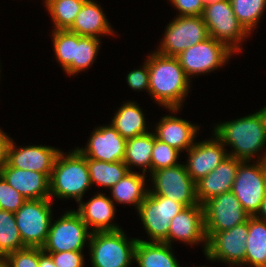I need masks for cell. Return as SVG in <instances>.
Listing matches in <instances>:
<instances>
[{
  "mask_svg": "<svg viewBox=\"0 0 266 267\" xmlns=\"http://www.w3.org/2000/svg\"><path fill=\"white\" fill-rule=\"evenodd\" d=\"M149 95L171 113L181 110L190 90V79L177 57L154 51L148 56Z\"/></svg>",
  "mask_w": 266,
  "mask_h": 267,
  "instance_id": "cell-1",
  "label": "cell"
},
{
  "mask_svg": "<svg viewBox=\"0 0 266 267\" xmlns=\"http://www.w3.org/2000/svg\"><path fill=\"white\" fill-rule=\"evenodd\" d=\"M215 135L226 147L233 148L228 156L241 161H250L266 143V106L254 114L214 126Z\"/></svg>",
  "mask_w": 266,
  "mask_h": 267,
  "instance_id": "cell-2",
  "label": "cell"
},
{
  "mask_svg": "<svg viewBox=\"0 0 266 267\" xmlns=\"http://www.w3.org/2000/svg\"><path fill=\"white\" fill-rule=\"evenodd\" d=\"M50 199H75L82 201L85 192L91 188L87 158L74 149L68 154L60 151L49 179Z\"/></svg>",
  "mask_w": 266,
  "mask_h": 267,
  "instance_id": "cell-3",
  "label": "cell"
},
{
  "mask_svg": "<svg viewBox=\"0 0 266 267\" xmlns=\"http://www.w3.org/2000/svg\"><path fill=\"white\" fill-rule=\"evenodd\" d=\"M137 238H129L123 229L92 232L89 251L92 267H130L135 262Z\"/></svg>",
  "mask_w": 266,
  "mask_h": 267,
  "instance_id": "cell-4",
  "label": "cell"
},
{
  "mask_svg": "<svg viewBox=\"0 0 266 267\" xmlns=\"http://www.w3.org/2000/svg\"><path fill=\"white\" fill-rule=\"evenodd\" d=\"M202 18L209 36L223 43L235 53L242 50L240 45L250 33L238 21L230 0L206 4Z\"/></svg>",
  "mask_w": 266,
  "mask_h": 267,
  "instance_id": "cell-5",
  "label": "cell"
},
{
  "mask_svg": "<svg viewBox=\"0 0 266 267\" xmlns=\"http://www.w3.org/2000/svg\"><path fill=\"white\" fill-rule=\"evenodd\" d=\"M256 164L242 161L236 172L232 192L243 209L251 216L257 215L266 197V153L258 156Z\"/></svg>",
  "mask_w": 266,
  "mask_h": 267,
  "instance_id": "cell-6",
  "label": "cell"
},
{
  "mask_svg": "<svg viewBox=\"0 0 266 267\" xmlns=\"http://www.w3.org/2000/svg\"><path fill=\"white\" fill-rule=\"evenodd\" d=\"M52 200L30 199L14 213L23 244L26 247H40L45 244L52 219Z\"/></svg>",
  "mask_w": 266,
  "mask_h": 267,
  "instance_id": "cell-7",
  "label": "cell"
},
{
  "mask_svg": "<svg viewBox=\"0 0 266 267\" xmlns=\"http://www.w3.org/2000/svg\"><path fill=\"white\" fill-rule=\"evenodd\" d=\"M65 212L54 223L51 222L45 244L41 248L43 251H84L85 244L89 243L92 232L80 214L76 210Z\"/></svg>",
  "mask_w": 266,
  "mask_h": 267,
  "instance_id": "cell-8",
  "label": "cell"
},
{
  "mask_svg": "<svg viewBox=\"0 0 266 267\" xmlns=\"http://www.w3.org/2000/svg\"><path fill=\"white\" fill-rule=\"evenodd\" d=\"M233 53L226 45L209 36L176 57L187 77L192 78V75H204L223 67Z\"/></svg>",
  "mask_w": 266,
  "mask_h": 267,
  "instance_id": "cell-9",
  "label": "cell"
},
{
  "mask_svg": "<svg viewBox=\"0 0 266 267\" xmlns=\"http://www.w3.org/2000/svg\"><path fill=\"white\" fill-rule=\"evenodd\" d=\"M152 176V189L149 193L170 198L184 207L199 204L196 183L189 176L184 164L163 168L149 174Z\"/></svg>",
  "mask_w": 266,
  "mask_h": 267,
  "instance_id": "cell-10",
  "label": "cell"
},
{
  "mask_svg": "<svg viewBox=\"0 0 266 267\" xmlns=\"http://www.w3.org/2000/svg\"><path fill=\"white\" fill-rule=\"evenodd\" d=\"M164 32L156 51L173 57L209 37L202 16H177L169 22Z\"/></svg>",
  "mask_w": 266,
  "mask_h": 267,
  "instance_id": "cell-11",
  "label": "cell"
},
{
  "mask_svg": "<svg viewBox=\"0 0 266 267\" xmlns=\"http://www.w3.org/2000/svg\"><path fill=\"white\" fill-rule=\"evenodd\" d=\"M183 208L181 203L148 192L137 213L151 242L167 239L171 220Z\"/></svg>",
  "mask_w": 266,
  "mask_h": 267,
  "instance_id": "cell-12",
  "label": "cell"
},
{
  "mask_svg": "<svg viewBox=\"0 0 266 267\" xmlns=\"http://www.w3.org/2000/svg\"><path fill=\"white\" fill-rule=\"evenodd\" d=\"M203 208L207 239L213 233L231 229L251 217L232 191L209 199L203 204Z\"/></svg>",
  "mask_w": 266,
  "mask_h": 267,
  "instance_id": "cell-13",
  "label": "cell"
},
{
  "mask_svg": "<svg viewBox=\"0 0 266 267\" xmlns=\"http://www.w3.org/2000/svg\"><path fill=\"white\" fill-rule=\"evenodd\" d=\"M248 221L231 229L213 233L207 239L205 256L209 261H220L231 266H244Z\"/></svg>",
  "mask_w": 266,
  "mask_h": 267,
  "instance_id": "cell-14",
  "label": "cell"
},
{
  "mask_svg": "<svg viewBox=\"0 0 266 267\" xmlns=\"http://www.w3.org/2000/svg\"><path fill=\"white\" fill-rule=\"evenodd\" d=\"M173 240L182 241L187 245L203 242L205 254L207 237L205 233L204 208L201 204L184 207L170 222L168 237L164 241L172 246Z\"/></svg>",
  "mask_w": 266,
  "mask_h": 267,
  "instance_id": "cell-15",
  "label": "cell"
},
{
  "mask_svg": "<svg viewBox=\"0 0 266 267\" xmlns=\"http://www.w3.org/2000/svg\"><path fill=\"white\" fill-rule=\"evenodd\" d=\"M126 139L114 127L103 125L95 128L85 148L77 149L86 157L105 162L124 161Z\"/></svg>",
  "mask_w": 266,
  "mask_h": 267,
  "instance_id": "cell-16",
  "label": "cell"
},
{
  "mask_svg": "<svg viewBox=\"0 0 266 267\" xmlns=\"http://www.w3.org/2000/svg\"><path fill=\"white\" fill-rule=\"evenodd\" d=\"M61 150L42 145L18 146L11 141L8 148V162L10 167L44 173L49 179L55 160Z\"/></svg>",
  "mask_w": 266,
  "mask_h": 267,
  "instance_id": "cell-17",
  "label": "cell"
},
{
  "mask_svg": "<svg viewBox=\"0 0 266 267\" xmlns=\"http://www.w3.org/2000/svg\"><path fill=\"white\" fill-rule=\"evenodd\" d=\"M187 151L188 163L184 165L195 183L207 176L228 157V151L226 152L223 143L215 135L212 139L194 143Z\"/></svg>",
  "mask_w": 266,
  "mask_h": 267,
  "instance_id": "cell-18",
  "label": "cell"
},
{
  "mask_svg": "<svg viewBox=\"0 0 266 267\" xmlns=\"http://www.w3.org/2000/svg\"><path fill=\"white\" fill-rule=\"evenodd\" d=\"M242 161L228 156L207 176L196 182V195L199 204L203 205L209 199L232 191L233 182L239 164Z\"/></svg>",
  "mask_w": 266,
  "mask_h": 267,
  "instance_id": "cell-19",
  "label": "cell"
},
{
  "mask_svg": "<svg viewBox=\"0 0 266 267\" xmlns=\"http://www.w3.org/2000/svg\"><path fill=\"white\" fill-rule=\"evenodd\" d=\"M76 210L82 220L90 228L91 232L118 231L122 228L115 223H111L115 218L114 202L103 193L97 192V195L90 198L89 201L78 203Z\"/></svg>",
  "mask_w": 266,
  "mask_h": 267,
  "instance_id": "cell-20",
  "label": "cell"
},
{
  "mask_svg": "<svg viewBox=\"0 0 266 267\" xmlns=\"http://www.w3.org/2000/svg\"><path fill=\"white\" fill-rule=\"evenodd\" d=\"M0 175L26 200L50 198L49 178L41 172L22 170L6 164Z\"/></svg>",
  "mask_w": 266,
  "mask_h": 267,
  "instance_id": "cell-21",
  "label": "cell"
},
{
  "mask_svg": "<svg viewBox=\"0 0 266 267\" xmlns=\"http://www.w3.org/2000/svg\"><path fill=\"white\" fill-rule=\"evenodd\" d=\"M155 130L156 139L182 152L194 145L199 126L171 114L163 116Z\"/></svg>",
  "mask_w": 266,
  "mask_h": 267,
  "instance_id": "cell-22",
  "label": "cell"
},
{
  "mask_svg": "<svg viewBox=\"0 0 266 267\" xmlns=\"http://www.w3.org/2000/svg\"><path fill=\"white\" fill-rule=\"evenodd\" d=\"M67 30L80 36L97 39L101 35H113L115 33L101 6L93 0L84 2L73 24Z\"/></svg>",
  "mask_w": 266,
  "mask_h": 267,
  "instance_id": "cell-23",
  "label": "cell"
},
{
  "mask_svg": "<svg viewBox=\"0 0 266 267\" xmlns=\"http://www.w3.org/2000/svg\"><path fill=\"white\" fill-rule=\"evenodd\" d=\"M171 245L138 239L135 247V263L139 267H181L172 253Z\"/></svg>",
  "mask_w": 266,
  "mask_h": 267,
  "instance_id": "cell-24",
  "label": "cell"
},
{
  "mask_svg": "<svg viewBox=\"0 0 266 267\" xmlns=\"http://www.w3.org/2000/svg\"><path fill=\"white\" fill-rule=\"evenodd\" d=\"M110 124L126 140L149 132L142 109L133 101L121 105Z\"/></svg>",
  "mask_w": 266,
  "mask_h": 267,
  "instance_id": "cell-25",
  "label": "cell"
},
{
  "mask_svg": "<svg viewBox=\"0 0 266 267\" xmlns=\"http://www.w3.org/2000/svg\"><path fill=\"white\" fill-rule=\"evenodd\" d=\"M145 174L129 171L117 184L110 188L112 201L120 204H132L139 209L149 189L145 188Z\"/></svg>",
  "mask_w": 266,
  "mask_h": 267,
  "instance_id": "cell-26",
  "label": "cell"
},
{
  "mask_svg": "<svg viewBox=\"0 0 266 267\" xmlns=\"http://www.w3.org/2000/svg\"><path fill=\"white\" fill-rule=\"evenodd\" d=\"M154 147V132L138 135L126 140L124 163L129 171L132 166L142 168V174L151 173V155Z\"/></svg>",
  "mask_w": 266,
  "mask_h": 267,
  "instance_id": "cell-27",
  "label": "cell"
},
{
  "mask_svg": "<svg viewBox=\"0 0 266 267\" xmlns=\"http://www.w3.org/2000/svg\"><path fill=\"white\" fill-rule=\"evenodd\" d=\"M245 265L266 267V222L255 216L248 219Z\"/></svg>",
  "mask_w": 266,
  "mask_h": 267,
  "instance_id": "cell-28",
  "label": "cell"
},
{
  "mask_svg": "<svg viewBox=\"0 0 266 267\" xmlns=\"http://www.w3.org/2000/svg\"><path fill=\"white\" fill-rule=\"evenodd\" d=\"M91 184L110 189L117 184L129 169L123 161L105 162L87 158Z\"/></svg>",
  "mask_w": 266,
  "mask_h": 267,
  "instance_id": "cell-29",
  "label": "cell"
},
{
  "mask_svg": "<svg viewBox=\"0 0 266 267\" xmlns=\"http://www.w3.org/2000/svg\"><path fill=\"white\" fill-rule=\"evenodd\" d=\"M54 30H67L74 22L86 0H43Z\"/></svg>",
  "mask_w": 266,
  "mask_h": 267,
  "instance_id": "cell-30",
  "label": "cell"
},
{
  "mask_svg": "<svg viewBox=\"0 0 266 267\" xmlns=\"http://www.w3.org/2000/svg\"><path fill=\"white\" fill-rule=\"evenodd\" d=\"M100 40L78 35V44H75V59L64 72L73 76L92 66L100 49Z\"/></svg>",
  "mask_w": 266,
  "mask_h": 267,
  "instance_id": "cell-31",
  "label": "cell"
},
{
  "mask_svg": "<svg viewBox=\"0 0 266 267\" xmlns=\"http://www.w3.org/2000/svg\"><path fill=\"white\" fill-rule=\"evenodd\" d=\"M12 212L0 209V253L8 255L25 248Z\"/></svg>",
  "mask_w": 266,
  "mask_h": 267,
  "instance_id": "cell-32",
  "label": "cell"
},
{
  "mask_svg": "<svg viewBox=\"0 0 266 267\" xmlns=\"http://www.w3.org/2000/svg\"><path fill=\"white\" fill-rule=\"evenodd\" d=\"M235 16L251 34L266 9V0H230Z\"/></svg>",
  "mask_w": 266,
  "mask_h": 267,
  "instance_id": "cell-33",
  "label": "cell"
},
{
  "mask_svg": "<svg viewBox=\"0 0 266 267\" xmlns=\"http://www.w3.org/2000/svg\"><path fill=\"white\" fill-rule=\"evenodd\" d=\"M52 37L56 59L65 71L75 59V44H78V34L69 30H53Z\"/></svg>",
  "mask_w": 266,
  "mask_h": 267,
  "instance_id": "cell-34",
  "label": "cell"
},
{
  "mask_svg": "<svg viewBox=\"0 0 266 267\" xmlns=\"http://www.w3.org/2000/svg\"><path fill=\"white\" fill-rule=\"evenodd\" d=\"M180 151L168 144L156 139L154 135V147L151 155V173L163 168L175 166L179 161Z\"/></svg>",
  "mask_w": 266,
  "mask_h": 267,
  "instance_id": "cell-35",
  "label": "cell"
},
{
  "mask_svg": "<svg viewBox=\"0 0 266 267\" xmlns=\"http://www.w3.org/2000/svg\"><path fill=\"white\" fill-rule=\"evenodd\" d=\"M25 201L26 198L0 175V209L15 213Z\"/></svg>",
  "mask_w": 266,
  "mask_h": 267,
  "instance_id": "cell-36",
  "label": "cell"
},
{
  "mask_svg": "<svg viewBox=\"0 0 266 267\" xmlns=\"http://www.w3.org/2000/svg\"><path fill=\"white\" fill-rule=\"evenodd\" d=\"M10 267H39V247H25L7 255Z\"/></svg>",
  "mask_w": 266,
  "mask_h": 267,
  "instance_id": "cell-37",
  "label": "cell"
},
{
  "mask_svg": "<svg viewBox=\"0 0 266 267\" xmlns=\"http://www.w3.org/2000/svg\"><path fill=\"white\" fill-rule=\"evenodd\" d=\"M127 83L133 90H146L149 93V66L146 61L143 63L142 68L134 69L127 74Z\"/></svg>",
  "mask_w": 266,
  "mask_h": 267,
  "instance_id": "cell-38",
  "label": "cell"
},
{
  "mask_svg": "<svg viewBox=\"0 0 266 267\" xmlns=\"http://www.w3.org/2000/svg\"><path fill=\"white\" fill-rule=\"evenodd\" d=\"M57 267H84L83 251L49 253Z\"/></svg>",
  "mask_w": 266,
  "mask_h": 267,
  "instance_id": "cell-39",
  "label": "cell"
},
{
  "mask_svg": "<svg viewBox=\"0 0 266 267\" xmlns=\"http://www.w3.org/2000/svg\"><path fill=\"white\" fill-rule=\"evenodd\" d=\"M180 13L177 16H202L205 3L203 0H170Z\"/></svg>",
  "mask_w": 266,
  "mask_h": 267,
  "instance_id": "cell-40",
  "label": "cell"
},
{
  "mask_svg": "<svg viewBox=\"0 0 266 267\" xmlns=\"http://www.w3.org/2000/svg\"><path fill=\"white\" fill-rule=\"evenodd\" d=\"M12 141V138L0 129V170L8 162V148Z\"/></svg>",
  "mask_w": 266,
  "mask_h": 267,
  "instance_id": "cell-41",
  "label": "cell"
},
{
  "mask_svg": "<svg viewBox=\"0 0 266 267\" xmlns=\"http://www.w3.org/2000/svg\"><path fill=\"white\" fill-rule=\"evenodd\" d=\"M39 267H57L49 253L39 247Z\"/></svg>",
  "mask_w": 266,
  "mask_h": 267,
  "instance_id": "cell-42",
  "label": "cell"
},
{
  "mask_svg": "<svg viewBox=\"0 0 266 267\" xmlns=\"http://www.w3.org/2000/svg\"><path fill=\"white\" fill-rule=\"evenodd\" d=\"M257 214L258 215H255L256 218L266 222V197H265L264 201L262 202V205H261L259 211L257 212Z\"/></svg>",
  "mask_w": 266,
  "mask_h": 267,
  "instance_id": "cell-43",
  "label": "cell"
},
{
  "mask_svg": "<svg viewBox=\"0 0 266 267\" xmlns=\"http://www.w3.org/2000/svg\"><path fill=\"white\" fill-rule=\"evenodd\" d=\"M0 267H10L7 255L0 256Z\"/></svg>",
  "mask_w": 266,
  "mask_h": 267,
  "instance_id": "cell-44",
  "label": "cell"
},
{
  "mask_svg": "<svg viewBox=\"0 0 266 267\" xmlns=\"http://www.w3.org/2000/svg\"><path fill=\"white\" fill-rule=\"evenodd\" d=\"M205 5L206 4H209V3H212V2H216V1H221V0H203Z\"/></svg>",
  "mask_w": 266,
  "mask_h": 267,
  "instance_id": "cell-45",
  "label": "cell"
}]
</instances>
